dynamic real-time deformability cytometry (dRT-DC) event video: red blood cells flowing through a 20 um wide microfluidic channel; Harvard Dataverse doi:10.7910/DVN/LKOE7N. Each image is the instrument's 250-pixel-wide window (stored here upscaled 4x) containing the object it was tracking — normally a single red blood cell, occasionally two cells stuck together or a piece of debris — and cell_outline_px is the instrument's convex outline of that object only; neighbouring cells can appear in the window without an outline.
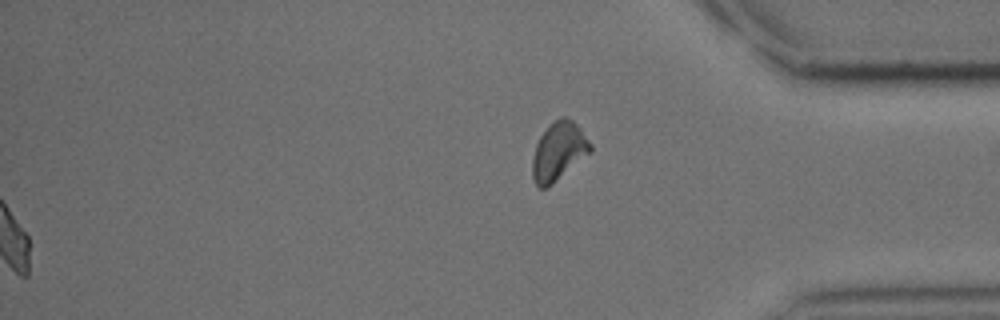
{"species": "common noctule bat (a hibernating species)", "species_latin": "Nyctalus noctula", "temperature_condition": "cold", "stored_images_in_passage": 49, "segment_of_instrument_passage": [2, 2], "camera_frame_rate_fps": 3000, "um_per_image_px": 0.085, "animal": {"sex": "male", "body_mass_g": 15.6}, "frame": {"image": 1, "passage_image": 49, "time_ms": 16.0, "image_size_px": [1000, 320], "cell_outline_px": [[592, 152], [552, 184], [544, 188], [540, 188], [536, 184], [532, 176], [532, 160], [536, 144], [540, 136], [552, 120], [560, 116], [564, 116], [572, 120], [580, 128], [592, 144]], "centroid_in_image_um": [47.49, 12.84], "position_along_channel_um": 387.7, "area_um2": 19.83}}